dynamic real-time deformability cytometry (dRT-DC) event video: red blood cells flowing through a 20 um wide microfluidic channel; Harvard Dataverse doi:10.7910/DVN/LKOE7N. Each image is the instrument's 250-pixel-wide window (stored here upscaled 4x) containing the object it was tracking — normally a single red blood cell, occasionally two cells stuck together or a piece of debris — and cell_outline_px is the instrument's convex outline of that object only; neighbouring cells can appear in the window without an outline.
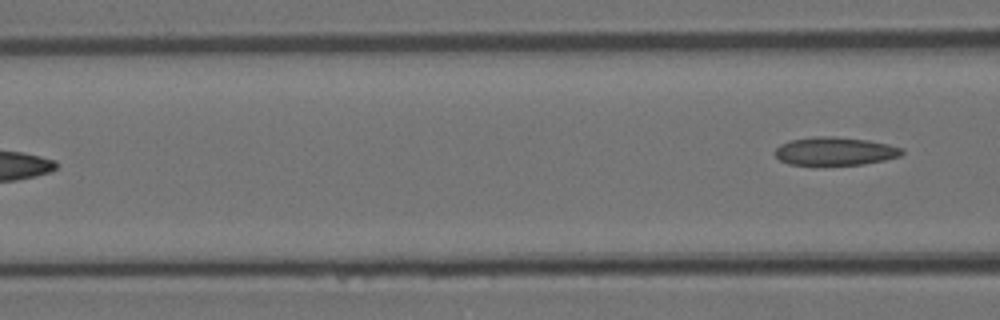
{"species": "Egyptian fruit bat (a non-hibernating species)", "species_latin": "Rousettus aegyptiacus", "temperature_condition": "room temperature", "stored_images_in_passage": 6, "camera_frame_rate_fps": 3000, "um_per_image_px": 0.085, "animal": {"sex": "female"}, "frame": {"image": 1, "passage_image": 6, "time_ms": 1.667, "image_size_px": [1000, 320], "cell_outline_px": [[904, 152], [900, 156], [884, 160], [864, 164], [816, 168], [788, 164], [780, 160], [772, 152], [780, 144], [788, 140], [812, 136], [832, 136], [868, 140], [888, 144], [904, 148]], "centroid_in_image_um": [70.9, 12.89], "position_along_channel_um": 95.7, "area_um2": 22.02}}